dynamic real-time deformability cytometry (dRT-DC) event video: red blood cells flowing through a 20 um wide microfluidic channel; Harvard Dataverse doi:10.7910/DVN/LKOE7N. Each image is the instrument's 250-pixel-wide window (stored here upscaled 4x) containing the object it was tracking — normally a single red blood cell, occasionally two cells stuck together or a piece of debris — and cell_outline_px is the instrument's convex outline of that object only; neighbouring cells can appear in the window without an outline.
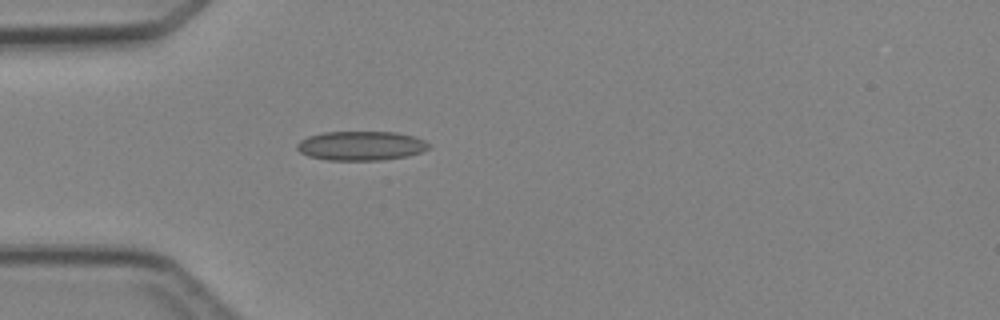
{"species": "Egyptian fruit bat (a non-hibernating species)", "species_latin": "Rousettus aegyptiacus", "temperature_condition": "cold", "stored_images_in_passage": 1, "camera_frame_rate_fps": 3000, "um_per_image_px": 0.085, "animal": {"sex": "female"}, "frame": {"image": 1, "passage_image": 1, "time_ms": 0.0, "image_size_px": [1000, 320], "cell_outline_px": [[428, 148], [420, 152], [408, 156], [380, 160], [328, 160], [308, 156], [300, 152], [296, 148], [296, 144], [300, 140], [308, 136], [324, 132], [396, 132], [412, 136], [424, 140], [428, 144]], "centroid_in_image_um": [30.64, 12.39], "position_along_channel_um": 54.4, "area_um2": 22.37}}